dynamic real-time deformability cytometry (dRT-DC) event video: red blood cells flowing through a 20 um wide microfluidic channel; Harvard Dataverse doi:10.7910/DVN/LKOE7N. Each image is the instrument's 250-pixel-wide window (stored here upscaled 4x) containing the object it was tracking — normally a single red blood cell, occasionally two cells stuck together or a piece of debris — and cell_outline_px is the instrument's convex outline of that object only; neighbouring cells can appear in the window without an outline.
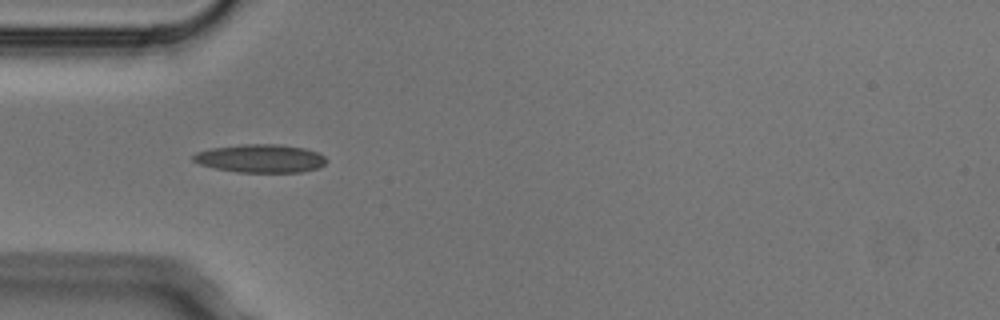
{"species": "Egyptian fruit bat (a non-hibernating species)", "species_latin": "Rousettus aegyptiacus", "temperature_condition": "cold", "stored_images_in_passage": 2, "camera_frame_rate_fps": 3000, "um_per_image_px": 0.085, "animal": {"sex": "male"}, "frame": {"image": 1, "passage_image": 1, "time_ms": 0.0, "image_size_px": [1000, 320], "cell_outline_px": [[328, 160], [324, 164], [316, 168], [300, 172], [236, 172], [212, 168], [200, 164], [192, 160], [192, 156], [196, 152], [212, 148], [244, 144], [276, 144], [304, 148], [316, 152], [324, 156]], "centroid_in_image_um": [22.11, 13.47], "position_along_channel_um": 62.9, "area_um2": 21.85}}